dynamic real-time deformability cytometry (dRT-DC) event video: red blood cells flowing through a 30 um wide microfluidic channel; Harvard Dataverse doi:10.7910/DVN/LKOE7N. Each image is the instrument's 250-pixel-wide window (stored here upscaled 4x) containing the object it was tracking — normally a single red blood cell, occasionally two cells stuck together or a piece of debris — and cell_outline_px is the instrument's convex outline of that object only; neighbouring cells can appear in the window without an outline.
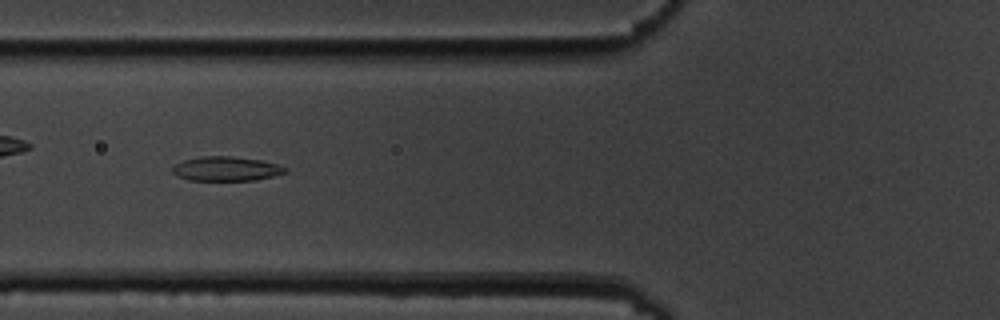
{"species": "common noctule bat (a hibernating species)", "species_latin": "Nyctalus noctula", "temperature_condition": "cold", "stored_images_in_passage": 8, "camera_frame_rate_fps": 3000, "um_per_image_px": 0.085, "animal": {"sex": "male", "body_mass_g": 19.5, "forearm_length_mm": 54.6}, "frame": {"image": 1, "passage_image": 5, "time_ms": 4.667, "image_size_px": [1000, 320], "cell_outline_px": [[288, 172], [276, 176], [256, 180], [188, 180], [176, 176], [172, 172], [172, 168], [176, 164], [184, 160], [200, 156], [232, 156], [260, 160], [276, 164], [288, 168]], "centroid_in_image_um": [19.24, 14.35], "position_along_channel_um": 106.6, "area_um2": 16.13}}
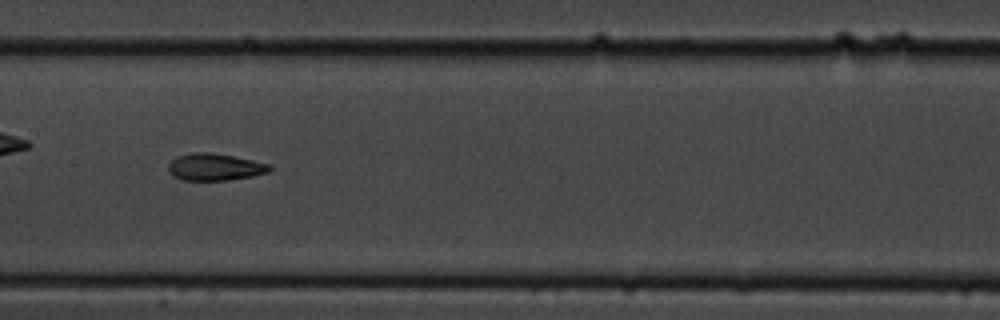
{"frame": {"image": 2, "passage_image": 7, "time_ms": 7.0, "image_size_px": [1000, 320], "cell_outline_px": [[272, 168], [268, 172], [252, 176], [228, 180], [180, 180], [172, 176], [168, 172], [168, 164], [176, 156], [192, 152], [212, 152], [252, 160], [268, 164]], "centroid_in_image_um": [18.2, 14.19], "position_along_channel_um": 189.2, "area_um2": 16.01}}
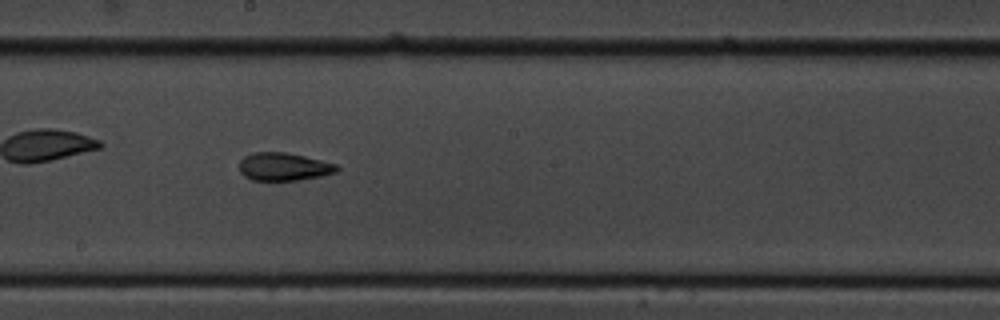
{"frame": {"image": 3, "passage_image": 8, "time_ms": 8.0, "image_size_px": [1000, 320], "cell_outline_px": [[340, 168], [336, 172], [320, 176], [296, 180], [252, 180], [244, 176], [240, 172], [240, 160], [244, 156], [252, 152], [284, 152], [304, 156], [336, 164]], "centroid_in_image_um": [24.09, 14.16], "position_along_channel_um": 224.1, "area_um2": 15.78}}